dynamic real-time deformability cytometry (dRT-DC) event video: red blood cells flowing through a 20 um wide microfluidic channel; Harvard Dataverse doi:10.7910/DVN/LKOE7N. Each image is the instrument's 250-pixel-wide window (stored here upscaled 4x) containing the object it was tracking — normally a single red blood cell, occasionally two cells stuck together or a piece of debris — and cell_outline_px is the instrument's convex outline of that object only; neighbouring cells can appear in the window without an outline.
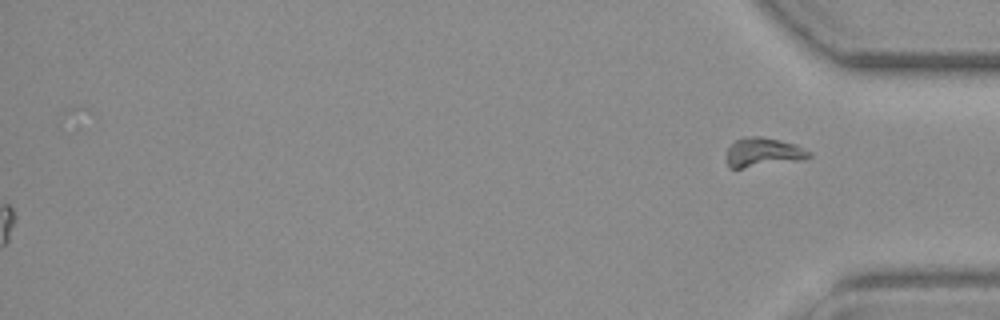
{"species": "common noctule bat (a hibernating species)", "species_latin": "Nyctalus noctula", "temperature_condition": "warm", "stored_images_in_passage": 50, "segment_of_instrument_passage": [2, 2], "camera_frame_rate_fps": 3000, "um_per_image_px": 0.085, "animal": {"sex": "female", "body_mass_g": 19.3, "forearm_length_mm": 54.1}, "frame": {"image": 1, "passage_image": 50, "time_ms": 16.333, "image_size_px": [1000, 320], "cell_outline_px": [[812, 156], [800, 160], [740, 168], [728, 168], [728, 148], [736, 140], [744, 136], [760, 136], [780, 140], [796, 144], [812, 152]], "centroid_in_image_um": [64.9, 12.93], "position_along_channel_um": 370.3, "area_um2": 13.87}}